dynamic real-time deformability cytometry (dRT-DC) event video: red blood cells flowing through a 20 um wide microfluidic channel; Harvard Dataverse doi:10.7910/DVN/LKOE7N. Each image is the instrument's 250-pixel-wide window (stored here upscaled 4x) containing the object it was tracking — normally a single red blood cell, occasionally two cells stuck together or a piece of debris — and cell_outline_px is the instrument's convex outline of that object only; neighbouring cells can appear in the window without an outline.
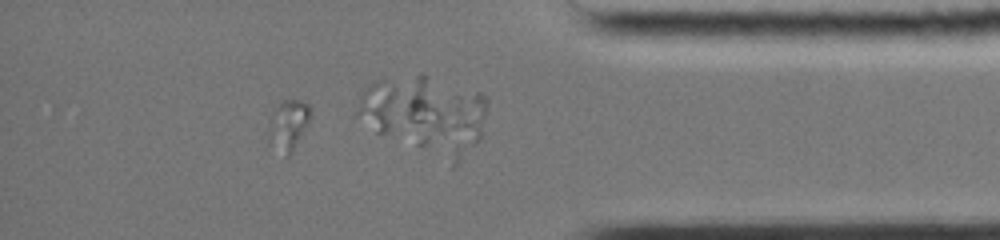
{"species": "common noctule bat (a hibernating species)", "species_latin": "Nyctalus noctula", "temperature_condition": "cold", "stored_images_in_passage": 24, "camera_frame_rate_fps": 3000, "um_per_image_px": 0.085, "animal": {"sex": "female", "body_mass_g": 19.0, "forearm_length_mm": 51.5}, "frame": {"image": 1, "passage_image": 20, "time_ms": 10.333, "image_size_px": [1000, 240], "cell_outline_px": [[312, 116], [308, 124], [292, 152], [288, 156], [268, 144], [268, 124], [280, 104], [284, 100], [300, 100], [308, 104], [312, 108]], "centroid_in_image_um": [24.54, 10.63], "position_along_channel_um": 410.7, "area_um2": 12.2}}